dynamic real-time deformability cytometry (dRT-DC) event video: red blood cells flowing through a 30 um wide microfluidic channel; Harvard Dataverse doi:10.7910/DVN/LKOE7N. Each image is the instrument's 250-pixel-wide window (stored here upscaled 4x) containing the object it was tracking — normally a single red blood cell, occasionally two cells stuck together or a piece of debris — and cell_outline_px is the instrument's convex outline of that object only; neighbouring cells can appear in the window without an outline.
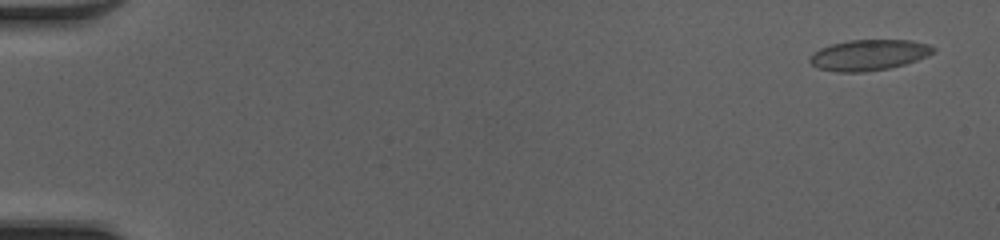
{"species": "common noctule bat (a hibernating species)", "species_latin": "Nyctalus noctula", "temperature_condition": "cold", "stored_images_in_passage": 51, "camera_frame_rate_fps": 3000, "um_per_image_px": 0.085, "animal": {"sex": "female", "body_mass_g": 20.0, "forearm_length_mm": 54.0}, "frame": {"image": 1, "passage_image": 3, "time_ms": 0.667, "image_size_px": [1000, 240], "cell_outline_px": [[936, 52], [928, 56], [904, 64], [888, 68], [864, 72], [836, 72], [820, 68], [812, 64], [808, 60], [812, 52], [820, 48], [832, 44], [848, 40], [908, 40], [928, 44], [936, 48]], "centroid_in_image_um": [73.85, 4.67], "position_along_channel_um": 11.1, "area_um2": 22.14}}
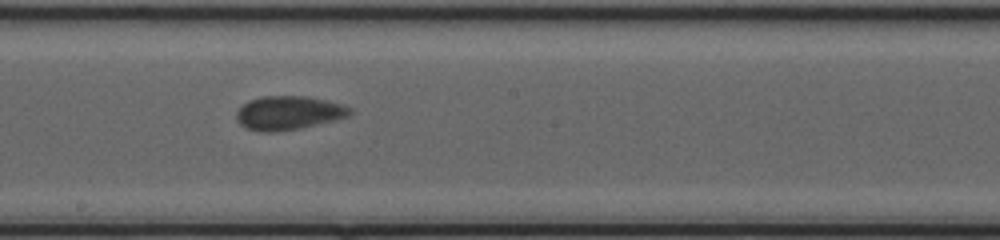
{"frame": {"image": 2, "passage_image": 30, "time_ms": 9.667, "image_size_px": [1000, 240], "cell_outline_px": [[352, 112], [348, 116], [336, 120], [300, 128], [276, 132], [260, 132], [244, 128], [236, 120], [236, 112], [248, 100], [264, 96], [308, 96], [344, 104], [352, 108]], "centroid_in_image_um": [24.53, 9.6], "position_along_channel_um": 223.7, "area_um2": 22.6}}
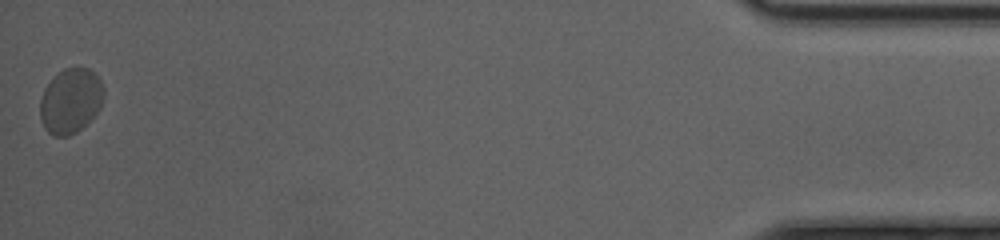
{"frame": {"image": 3, "passage_image": 51, "time_ms": 16.667, "image_size_px": [1000, 240], "cell_outline_px": [[104, 100], [100, 108], [76, 132], [68, 136], [52, 136], [44, 128], [40, 120], [40, 100], [44, 88], [64, 68], [88, 68], [100, 80], [104, 88]], "centroid_in_image_um": [5.99, 8.59], "position_along_channel_um": 429.2, "area_um2": 23.87}, "authors_computed_cell_mechanics": {"area_um2": 22.0796, "velocity_mm_per_s": 4.1812, "shape_relaxation_time_tau1_ms": 3.0379, "shape_relaxation_time_tau2_ms": 1.1197, "deformation_change_tau1": 0.0905, "deformation_change_tau2": 0.0352}}